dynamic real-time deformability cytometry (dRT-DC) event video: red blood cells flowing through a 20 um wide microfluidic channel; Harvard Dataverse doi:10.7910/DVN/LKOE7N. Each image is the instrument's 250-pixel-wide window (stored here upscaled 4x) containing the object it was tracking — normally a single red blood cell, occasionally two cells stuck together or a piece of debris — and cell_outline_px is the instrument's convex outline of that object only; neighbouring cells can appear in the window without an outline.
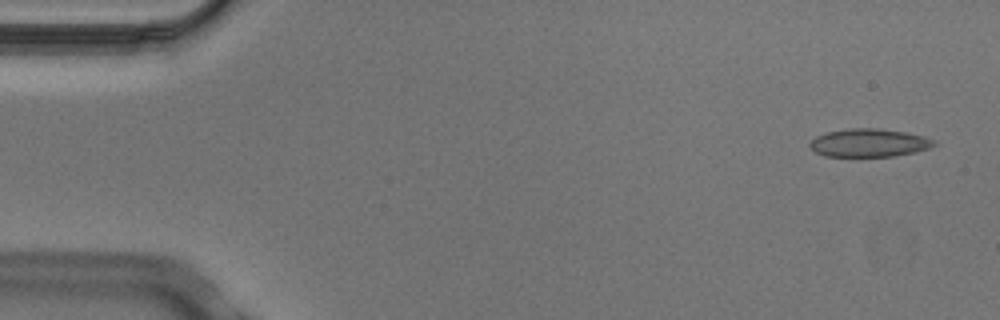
{"species": "Egyptian fruit bat (a non-hibernating species)", "species_latin": "Rousettus aegyptiacus", "temperature_condition": "cold", "stored_images_in_passage": 2, "segment_of_instrument_passage": [2, 2], "camera_frame_rate_fps": 3000, "um_per_image_px": 0.085, "animal": {"sex": "male"}, "frame": {"image": 1, "passage_image": 2, "time_ms": 0.333, "image_size_px": [1000, 320], "cell_outline_px": [[936, 144], [928, 148], [916, 152], [892, 156], [824, 156], [816, 152], [808, 144], [816, 136], [824, 132], [848, 128], [880, 128], [908, 132], [924, 136], [936, 140]], "centroid_in_image_um": [73.88, 12.12], "position_along_channel_um": 11.1, "area_um2": 20.52}}